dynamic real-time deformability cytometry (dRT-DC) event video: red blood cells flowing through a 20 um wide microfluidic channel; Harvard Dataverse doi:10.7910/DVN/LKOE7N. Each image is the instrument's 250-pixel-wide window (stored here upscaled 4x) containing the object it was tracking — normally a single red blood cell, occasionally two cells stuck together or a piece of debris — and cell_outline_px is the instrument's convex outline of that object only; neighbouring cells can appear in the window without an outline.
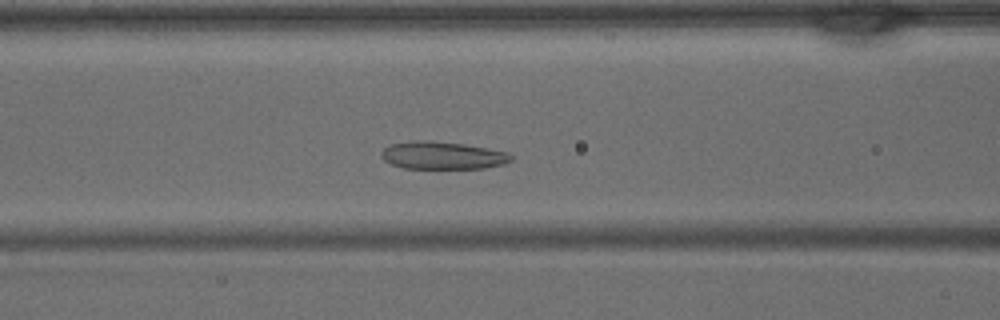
{"species": "common noctule bat (a hibernating species)", "species_latin": "Nyctalus noctula", "temperature_condition": "warm", "stored_images_in_passage": 39, "camera_frame_rate_fps": 3000, "um_per_image_px": 0.085, "animal": {"sex": "male", "body_mass_g": 15.6}, "frame": {"image": 1, "passage_image": 14, "time_ms": 4.333, "image_size_px": [1000, 320], "cell_outline_px": [[512, 160], [504, 164], [484, 168], [404, 168], [392, 164], [384, 160], [380, 156], [380, 152], [388, 144], [412, 140], [428, 140], [464, 144], [508, 152], [512, 156]], "centroid_in_image_um": [37.57, 13.2], "position_along_channel_um": 129.0, "area_um2": 20.98}}
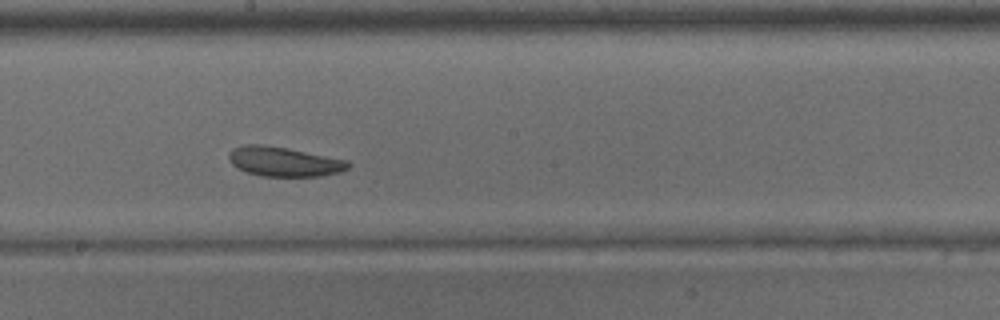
{"frame": {"image": 2, "passage_image": 20, "time_ms": 6.333, "image_size_px": [1000, 320], "cell_outline_px": [[352, 164], [348, 168], [340, 172], [320, 176], [264, 176], [248, 172], [232, 164], [228, 156], [228, 152], [232, 148], [244, 144], [260, 144], [288, 148], [348, 160]], "centroid_in_image_um": [24.16, 13.72], "position_along_channel_um": 224.0, "area_um2": 20.52}}
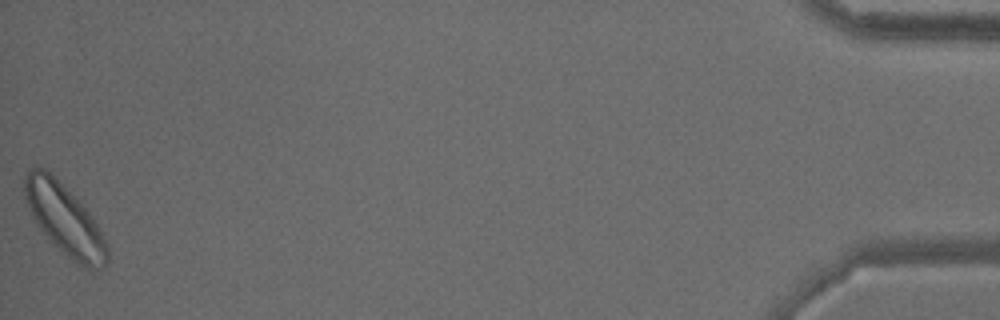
{"frame": {"image": 3, "passage_image": 39, "time_ms": 12.667, "image_size_px": [1000, 320], "cell_outline_px": [[108, 264], [96, 268], [88, 268], [76, 264], [68, 260], [36, 224], [24, 200], [24, 176], [28, 168], [36, 164], [44, 168], [80, 200], [96, 224], [108, 244]], "centroid_in_image_um": [5.46, 18.64], "position_along_channel_um": 429.7, "area_um2": 34.28}}